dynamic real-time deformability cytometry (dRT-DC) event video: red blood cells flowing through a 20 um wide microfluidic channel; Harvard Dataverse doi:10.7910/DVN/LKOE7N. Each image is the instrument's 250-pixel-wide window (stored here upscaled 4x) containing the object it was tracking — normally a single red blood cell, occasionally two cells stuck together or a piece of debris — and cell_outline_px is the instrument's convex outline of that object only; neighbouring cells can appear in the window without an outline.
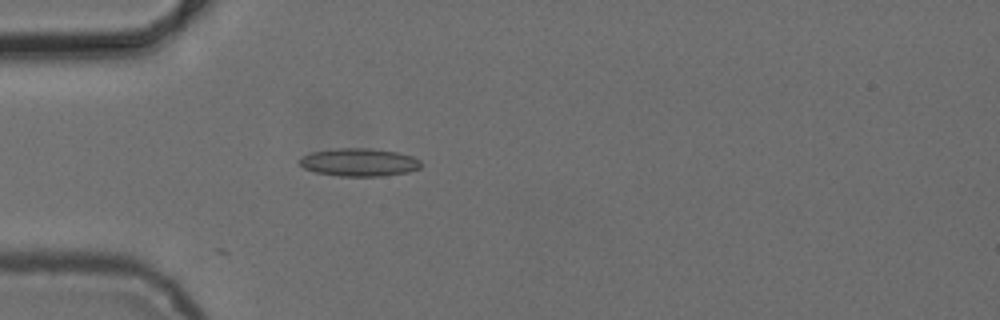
{"species": "common noctule bat (a hibernating species)", "species_latin": "Nyctalus noctula", "temperature_condition": "cold", "stored_images_in_passage": 3, "camera_frame_rate_fps": 3000, "um_per_image_px": 0.085, "animal": {"sex": "female", "body_mass_g": 24.6, "forearm_length_mm": 56.2}, "frame": {"image": 1, "passage_image": 3, "time_ms": 2.333, "image_size_px": [1000, 320], "cell_outline_px": [[420, 168], [408, 172], [380, 176], [340, 176], [316, 172], [304, 168], [300, 164], [300, 160], [304, 156], [312, 152], [336, 148], [372, 148], [396, 152], [412, 156], [420, 160]], "centroid_in_image_um": [30.54, 13.79], "position_along_channel_um": 54.5, "area_um2": 19.59}}